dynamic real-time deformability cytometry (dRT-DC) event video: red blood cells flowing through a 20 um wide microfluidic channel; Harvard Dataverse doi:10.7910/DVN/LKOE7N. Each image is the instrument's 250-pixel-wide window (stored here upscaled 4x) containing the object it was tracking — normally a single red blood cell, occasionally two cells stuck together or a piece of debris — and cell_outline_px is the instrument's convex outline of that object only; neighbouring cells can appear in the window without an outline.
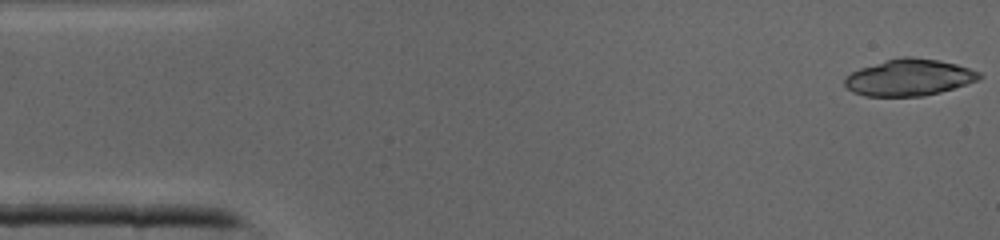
{"species": "common noctule bat (a hibernating species)", "species_latin": "Nyctalus noctula", "temperature_condition": "cold", "stored_images_in_passage": 41, "camera_frame_rate_fps": 3000, "um_per_image_px": 0.085, "animal": {"sex": "male", "body_mass_g": 19.0, "forearm_length_mm": 50.8}, "frame": {"image": 1, "passage_image": 1, "time_ms": 0.0, "image_size_px": [1000, 240], "cell_outline_px": [[984, 76], [980, 80], [940, 92], [924, 96], [864, 96], [852, 92], [844, 84], [844, 80], [852, 72], [860, 68], [900, 56], [912, 56], [936, 60], [956, 64], [980, 72]], "centroid_in_image_um": [77.29, 6.59], "position_along_channel_um": 7.7, "area_um2": 28.67}}
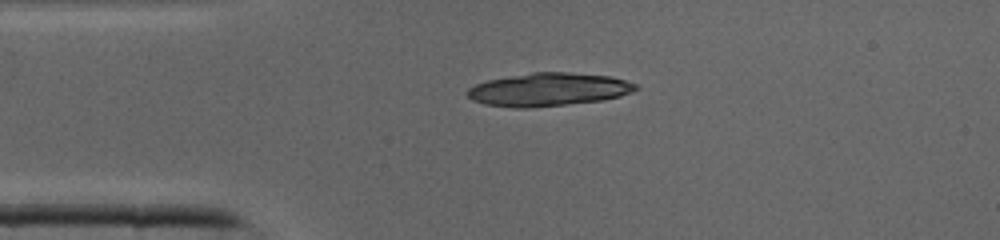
{"frame": {"image": 2, "passage_image": 9, "time_ms": 2.667, "image_size_px": [1000, 240], "cell_outline_px": [[640, 88], [632, 92], [620, 96], [600, 100], [528, 108], [512, 108], [484, 104], [472, 100], [464, 92], [468, 88], [476, 84], [488, 80], [532, 72], [568, 72], [608, 76], [624, 80], [636, 84]], "centroid_in_image_um": [46.58, 7.61], "position_along_channel_um": 38.4, "area_um2": 32.37}}